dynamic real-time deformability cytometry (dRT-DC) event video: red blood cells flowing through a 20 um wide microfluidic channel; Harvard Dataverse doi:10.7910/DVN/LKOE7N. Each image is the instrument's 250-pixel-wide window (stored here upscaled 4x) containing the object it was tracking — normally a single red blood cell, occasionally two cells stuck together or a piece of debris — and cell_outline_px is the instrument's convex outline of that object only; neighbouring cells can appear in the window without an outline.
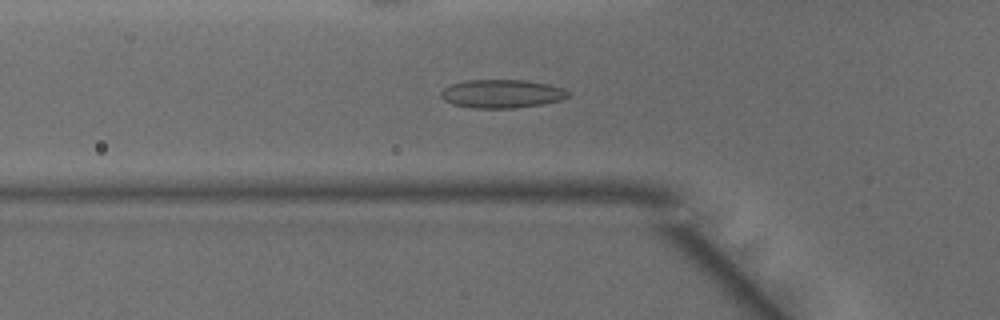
{"species": "common noctule bat (a hibernating species)", "species_latin": "Nyctalus noctula", "temperature_condition": "warm", "stored_images_in_passage": 48, "camera_frame_rate_fps": 3000, "um_per_image_px": 0.085, "animal": {"sex": "male", "body_mass_g": 15.6}, "frame": {"image": 1, "passage_image": 16, "time_ms": 5.0, "image_size_px": [1000, 320], "cell_outline_px": [[568, 96], [560, 100], [540, 104], [512, 108], [472, 108], [452, 104], [444, 100], [440, 96], [440, 92], [444, 88], [452, 84], [468, 80], [524, 80], [548, 84], [564, 88], [568, 92]], "centroid_in_image_um": [42.62, 7.97], "position_along_channel_um": 83.2, "area_um2": 20.92}}
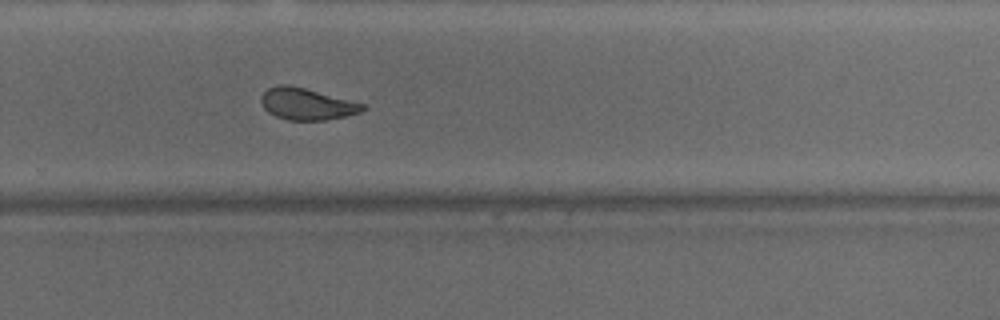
{"frame": {"image": 2, "passage_image": 32, "time_ms": 10.333, "image_size_px": [1000, 320], "cell_outline_px": [[368, 108], [360, 112], [344, 116], [324, 120], [288, 120], [276, 116], [268, 112], [264, 108], [260, 100], [260, 96], [268, 88], [276, 84], [288, 84], [304, 88], [364, 104]], "centroid_in_image_um": [26.03, 8.83], "position_along_channel_um": 303.8, "area_um2": 18.61}}
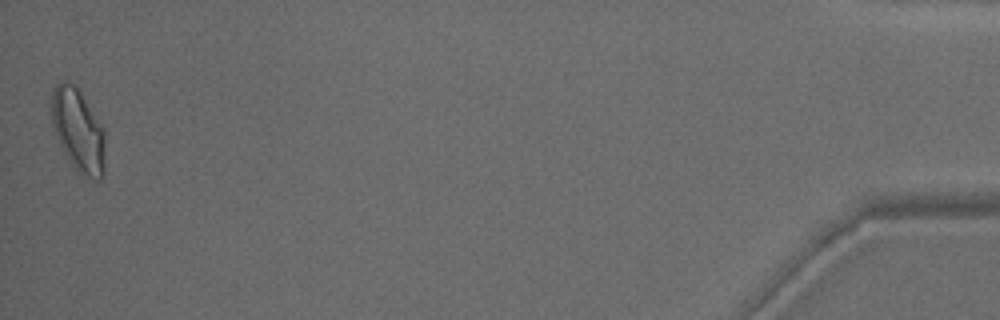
{"frame": {"image": 3, "passage_image": 48, "time_ms": 15.667, "image_size_px": [1000, 320], "cell_outline_px": [[104, 172], [100, 180], [96, 180], [80, 172], [72, 164], [64, 152], [56, 136], [52, 124], [52, 92], [56, 84], [60, 80], [68, 80], [80, 92], [100, 124], [104, 132]], "centroid_in_image_um": [6.63, 11.06], "position_along_channel_um": 428.6, "area_um2": 25.26}, "authors_computed_cell_mechanics": {"area_um2": 20.4323, "velocity_mm_per_s": 4.1267, "shape_relaxation_time_tau1_ms": 11.384, "shape_relaxation_time_tau2_ms": 1.5188, "deformation_change_tau1": 0.2372, "deformation_change_tau2": 0.0759}}